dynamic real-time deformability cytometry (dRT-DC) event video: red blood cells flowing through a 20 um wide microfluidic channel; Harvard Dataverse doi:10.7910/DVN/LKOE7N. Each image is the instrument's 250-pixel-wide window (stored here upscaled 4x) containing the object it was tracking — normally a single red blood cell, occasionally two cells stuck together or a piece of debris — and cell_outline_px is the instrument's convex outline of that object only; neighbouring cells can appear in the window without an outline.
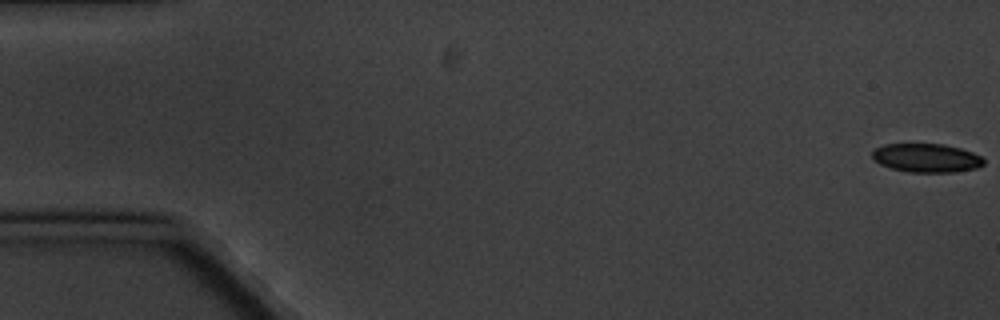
{"species": "common noctule bat (a hibernating species)", "species_latin": "Nyctalus noctula", "temperature_condition": "cold", "stored_images_in_passage": 7, "camera_frame_rate_fps": 3000, "um_per_image_px": 0.085, "animal": {"sex": "male", "body_mass_g": 20.1, "forearm_length_mm": 53.5}, "frame": {"image": 1, "passage_image": 1, "time_ms": 0.0, "image_size_px": [1000, 320], "cell_outline_px": [[984, 164], [976, 168], [956, 172], [908, 172], [888, 168], [880, 164], [872, 156], [872, 152], [876, 148], [884, 144], [944, 144], [960, 148], [972, 152], [980, 156], [984, 160]], "centroid_in_image_um": [78.74, 13.43], "position_along_channel_um": 6.3, "area_um2": 18.67}}
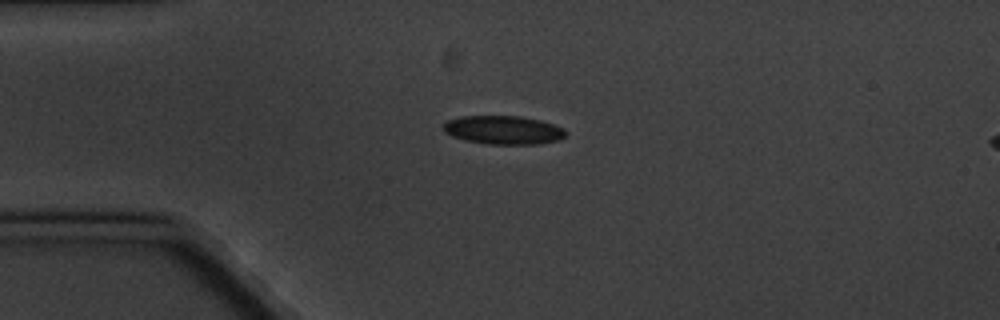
{"frame": {"image": 2, "passage_image": 5, "time_ms": 4.667, "image_size_px": [1000, 320], "cell_outline_px": [[568, 132], [560, 140], [536, 144], [488, 144], [468, 140], [452, 136], [444, 132], [440, 128], [448, 120], [460, 116], [520, 116], [540, 120], [564, 128]], "centroid_in_image_um": [42.78, 11.04], "position_along_channel_um": 42.2, "area_um2": 20.4}}